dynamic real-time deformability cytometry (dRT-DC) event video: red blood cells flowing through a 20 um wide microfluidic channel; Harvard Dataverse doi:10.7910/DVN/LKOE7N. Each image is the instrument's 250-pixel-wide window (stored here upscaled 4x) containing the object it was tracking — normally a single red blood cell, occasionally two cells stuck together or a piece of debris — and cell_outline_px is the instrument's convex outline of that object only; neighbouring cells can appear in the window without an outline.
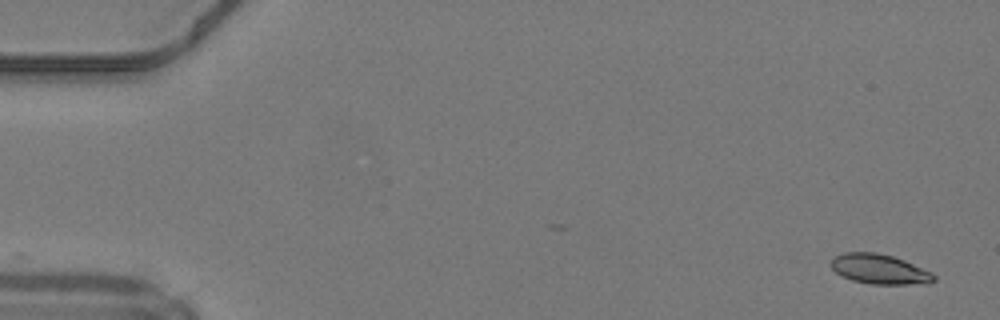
{"species": "common noctule bat (a hibernating species)", "species_latin": "Nyctalus noctula", "temperature_condition": "warm", "stored_images_in_passage": 17, "camera_frame_rate_fps": 3000, "um_per_image_px": 0.085, "animal": {"sex": "male", "body_mass_g": 19.2, "forearm_length_mm": 51.8}, "frame": {"image": 1, "passage_image": 1, "time_ms": 0.0, "image_size_px": [1000, 320], "cell_outline_px": [[936, 280], [928, 284], [872, 284], [852, 280], [836, 272], [832, 268], [832, 260], [836, 256], [844, 252], [876, 252], [892, 256], [904, 260], [932, 272], [936, 276]], "centroid_in_image_um": [74.82, 22.88], "position_along_channel_um": 10.2, "area_um2": 17.8}}
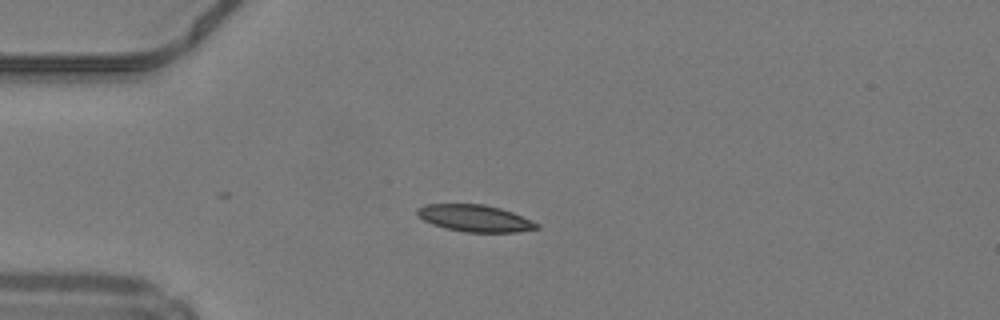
{"frame": {"image": 2, "passage_image": 12, "time_ms": 3.667, "image_size_px": [1000, 320], "cell_outline_px": [[540, 228], [516, 232], [464, 232], [444, 228], [432, 224], [424, 220], [416, 212], [416, 208], [424, 204], [484, 204], [500, 208], [512, 212], [532, 220], [540, 224]], "centroid_in_image_um": [40.37, 18.55], "position_along_channel_um": 44.6, "area_um2": 18.79}}
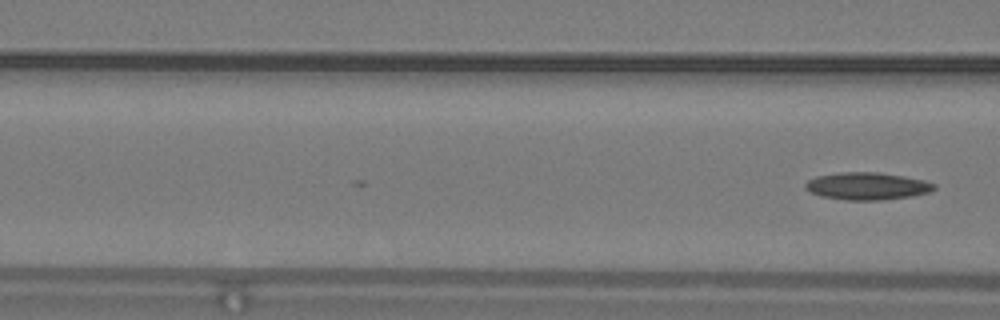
{"frame": {"image": 3, "passage_image": 17, "time_ms": 5.333, "image_size_px": [1000, 320], "cell_outline_px": [[936, 188], [928, 192], [912, 196], [884, 200], [844, 200], [820, 196], [808, 192], [804, 188], [804, 184], [808, 180], [816, 176], [840, 172], [880, 172], [904, 176], [924, 180], [936, 184]], "centroid_in_image_um": [73.67, 15.82], "position_along_channel_um": 92.9, "area_um2": 20.81}}